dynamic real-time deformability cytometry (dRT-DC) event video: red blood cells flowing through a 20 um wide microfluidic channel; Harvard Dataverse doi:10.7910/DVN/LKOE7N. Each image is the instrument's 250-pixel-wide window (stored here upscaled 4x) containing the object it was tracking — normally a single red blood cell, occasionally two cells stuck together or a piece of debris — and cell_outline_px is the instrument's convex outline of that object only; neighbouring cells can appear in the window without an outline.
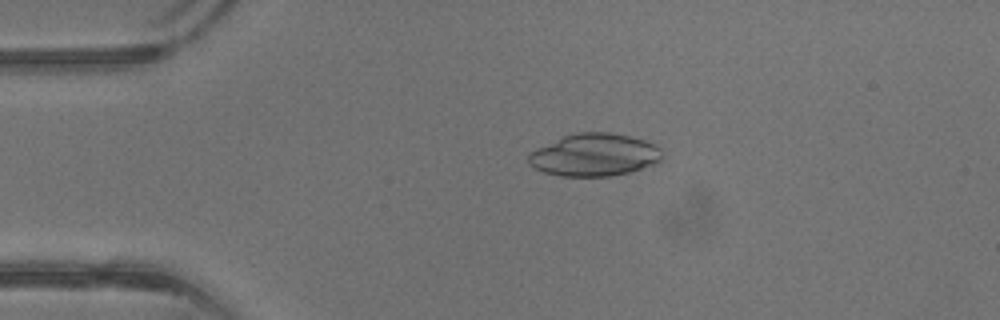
{"species": "common noctule bat (a hibernating species)", "species_latin": "Nyctalus noctula", "temperature_condition": "warm", "stored_images_in_passage": 37, "camera_frame_rate_fps": 3000, "um_per_image_px": 0.085, "animal": {"sex": "male", "body_mass_g": 13.3}, "frame": {"image": 1, "passage_image": 5, "time_ms": 1.333, "image_size_px": [1000, 320], "cell_outline_px": [[664, 156], [656, 164], [628, 172], [608, 176], [560, 176], [544, 172], [528, 164], [528, 152], [536, 148], [564, 136], [576, 132], [608, 132], [628, 136], [644, 140], [656, 144], [660, 148]], "centroid_in_image_um": [50.52, 13.16], "position_along_channel_um": 34.5, "area_um2": 33.18}}
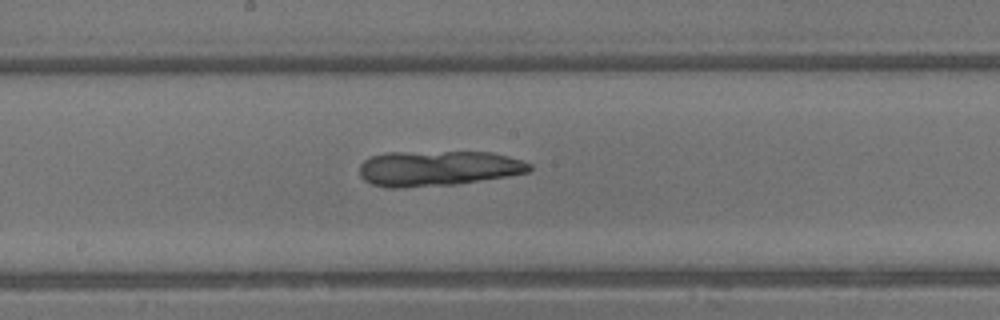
{"frame": {"image": 2, "passage_image": 18, "time_ms": 5.667, "image_size_px": [1000, 320], "cell_outline_px": [[532, 168], [528, 172], [508, 176], [456, 184], [404, 188], [384, 188], [372, 184], [364, 180], [360, 176], [360, 164], [364, 160], [372, 156], [384, 152], [492, 152], [508, 156], [532, 164]], "centroid_in_image_um": [37.19, 14.31], "position_along_channel_um": 211.0, "area_um2": 35.2}}
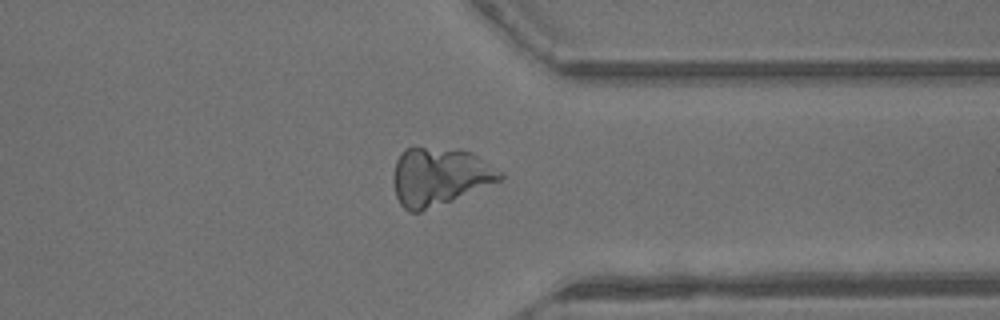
{"frame": {"image": 3, "passage_image": 28, "time_ms": 9.0, "image_size_px": [1000, 320], "cell_outline_px": [[504, 176], [500, 180], [452, 200], [420, 212], [408, 212], [400, 204], [396, 196], [392, 180], [392, 176], [396, 160], [400, 152], [404, 148], [424, 148], [472, 152], [504, 172]], "centroid_in_image_um": [37.32, 15.02], "position_along_channel_um": 374.1, "area_um2": 35.72}}